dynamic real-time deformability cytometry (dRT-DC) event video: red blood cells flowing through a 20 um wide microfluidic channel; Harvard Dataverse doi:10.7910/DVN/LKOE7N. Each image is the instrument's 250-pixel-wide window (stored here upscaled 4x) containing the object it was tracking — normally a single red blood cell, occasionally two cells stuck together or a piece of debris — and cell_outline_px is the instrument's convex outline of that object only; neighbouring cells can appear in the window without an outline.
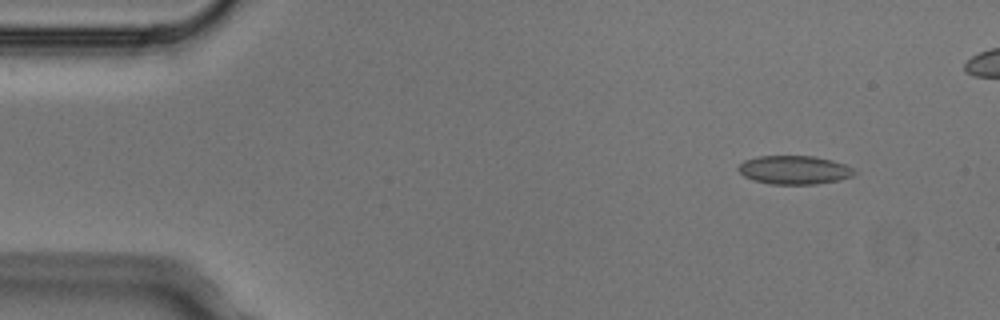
{"species": "Egyptian fruit bat (a non-hibernating species)", "species_latin": "Rousettus aegyptiacus", "temperature_condition": "cold", "stored_images_in_passage": 5, "camera_frame_rate_fps": 3000, "um_per_image_px": 0.085, "animal": {"sex": "male"}, "frame": {"image": 1, "passage_image": 2, "time_ms": 0.333, "image_size_px": [1000, 320], "cell_outline_px": [[856, 172], [852, 176], [840, 180], [816, 184], [772, 184], [752, 180], [744, 176], [736, 168], [744, 160], [756, 156], [812, 156], [832, 160], [856, 168]], "centroid_in_image_um": [67.52, 14.44], "position_along_channel_um": 17.5, "area_um2": 19.48}}